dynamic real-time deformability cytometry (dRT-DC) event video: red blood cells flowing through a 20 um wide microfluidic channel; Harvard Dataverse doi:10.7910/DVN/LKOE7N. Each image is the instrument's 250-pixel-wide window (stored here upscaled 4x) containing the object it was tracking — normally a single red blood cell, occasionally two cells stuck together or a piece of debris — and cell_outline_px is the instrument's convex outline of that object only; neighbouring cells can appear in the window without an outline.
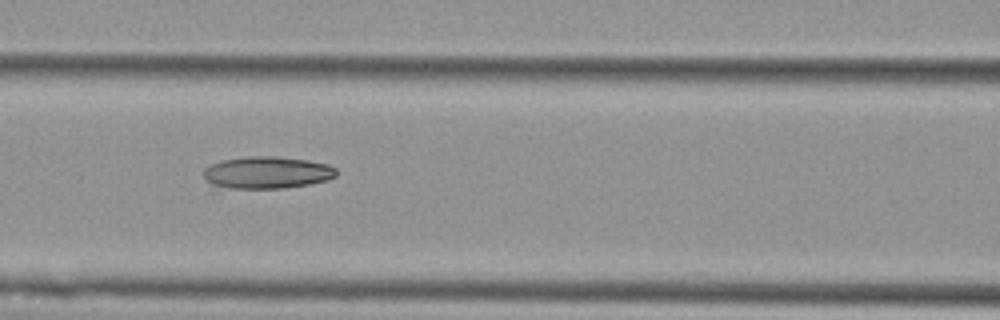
{"species": "Egyptian fruit bat (a non-hibernating species)", "species_latin": "Rousettus aegyptiacus", "temperature_condition": "cold", "stored_images_in_passage": 7, "camera_frame_rate_fps": 3000, "um_per_image_px": 0.085, "animal": {"sex": "female"}, "frame": {"image": 1, "passage_image": 6, "time_ms": 5.667, "image_size_px": [1000, 320], "cell_outline_px": [[336, 176], [328, 180], [308, 184], [284, 188], [212, 192], [204, 176], [204, 168], [208, 164], [220, 160], [248, 156], [276, 156], [308, 160], [328, 164], [336, 168]], "centroid_in_image_um": [22.51, 14.73], "position_along_channel_um": 144.1, "area_um2": 26.41}}
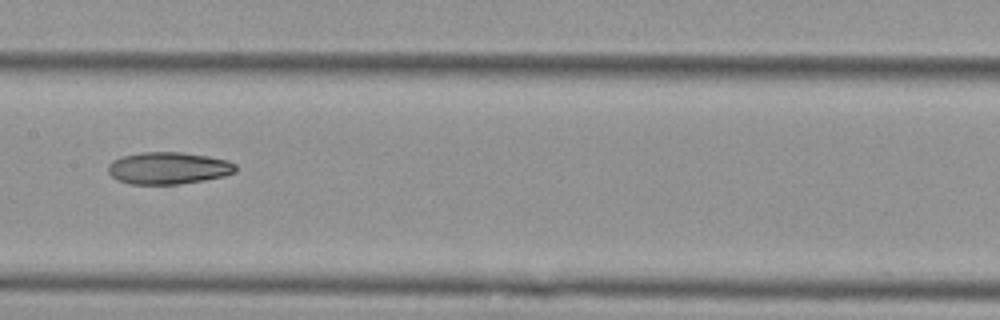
{"frame": {"image": 2, "passage_image": 7, "time_ms": 7.0, "image_size_px": [1000, 320], "cell_outline_px": [[236, 172], [224, 176], [204, 180], [180, 184], [128, 184], [116, 180], [108, 172], [108, 164], [112, 160], [120, 156], [140, 152], [180, 152], [208, 156], [228, 160], [236, 164]], "centroid_in_image_um": [14.28, 14.29], "position_along_channel_um": 193.1, "area_um2": 24.1}}